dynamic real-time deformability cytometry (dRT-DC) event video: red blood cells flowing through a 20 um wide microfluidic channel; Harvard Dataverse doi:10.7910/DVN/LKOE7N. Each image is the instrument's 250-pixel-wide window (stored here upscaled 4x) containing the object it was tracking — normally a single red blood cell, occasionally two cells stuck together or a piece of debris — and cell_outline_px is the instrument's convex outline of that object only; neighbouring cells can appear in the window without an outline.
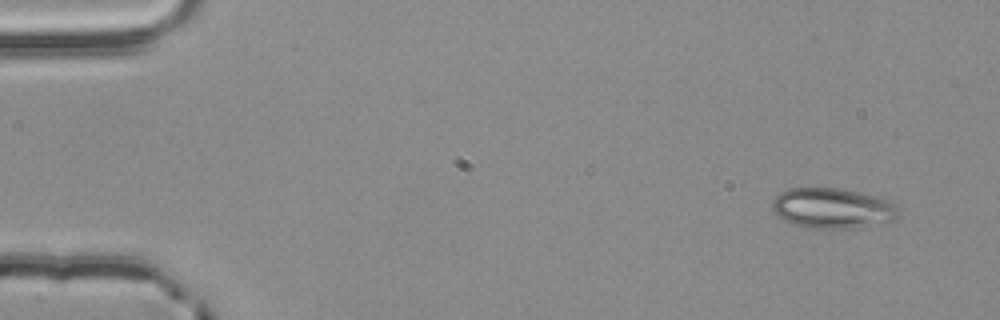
{"species": "common noctule bat (a hibernating species)", "species_latin": "Nyctalus noctula", "temperature_condition": "room temperature", "stored_images_in_passage": 5, "camera_frame_rate_fps": 3000, "um_per_image_px": 0.085, "animal": {"sex": "male", "body_mass_g": 20.4}, "frame": {"image": 1, "passage_image": 1, "time_ms": 0.0, "image_size_px": [1000, 320], "cell_outline_px": [[900, 216], [896, 220], [884, 224], [848, 228], [812, 228], [792, 224], [784, 220], [772, 208], [772, 200], [780, 192], [788, 188], [840, 188], [880, 196], [892, 200], [900, 208]], "centroid_in_image_um": [70.87, 17.69], "position_along_channel_um": 14.1, "area_um2": 30.29}}
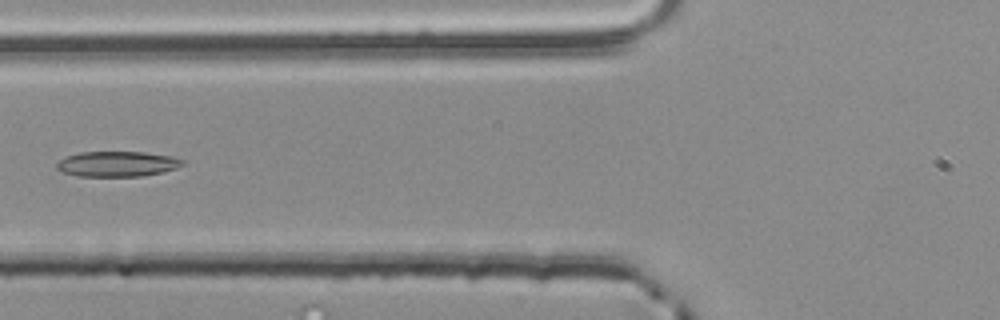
{"frame": {"image": 2, "passage_image": 5, "time_ms": 1.333, "image_size_px": [1000, 320], "cell_outline_px": [[184, 164], [176, 168], [160, 172], [140, 176], [76, 176], [60, 172], [56, 168], [56, 164], [64, 156], [80, 152], [144, 152], [168, 156], [184, 160]], "centroid_in_image_um": [9.89, 13.93], "position_along_channel_um": 115.9, "area_um2": 18.5}}